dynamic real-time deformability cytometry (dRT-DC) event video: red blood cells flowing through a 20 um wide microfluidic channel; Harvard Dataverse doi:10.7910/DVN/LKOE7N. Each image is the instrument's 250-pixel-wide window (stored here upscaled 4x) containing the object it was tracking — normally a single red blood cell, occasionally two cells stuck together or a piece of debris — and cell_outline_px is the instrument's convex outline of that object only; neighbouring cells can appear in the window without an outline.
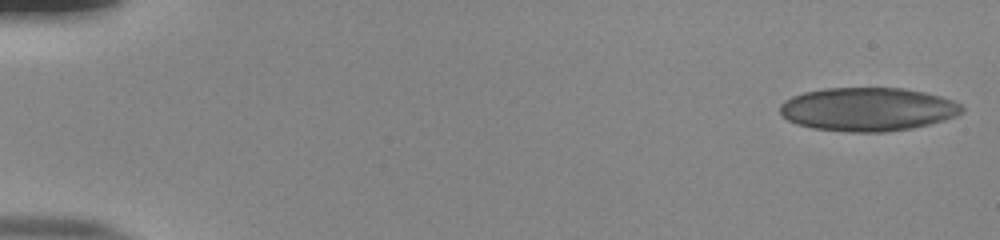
{"species": "human", "species_latin": "Homo sapiens", "temperature_condition": "room temperature", "stored_images_in_passage": 53, "camera_frame_rate_fps": 3000, "um_per_image_px": 0.085, "donor": {"sex": "male"}, "frame": {"image": 1, "passage_image": 1, "time_ms": 0.0, "image_size_px": [1000, 240], "cell_outline_px": [[964, 112], [956, 116], [944, 120], [912, 128], [888, 132], [848, 132], [812, 128], [796, 124], [788, 120], [780, 112], [780, 104], [784, 100], [792, 96], [804, 92], [824, 88], [904, 88], [924, 92], [940, 96], [952, 100], [960, 104], [964, 108]], "centroid_in_image_um": [73.76, 9.29], "position_along_channel_um": 11.2, "area_um2": 46.36}}
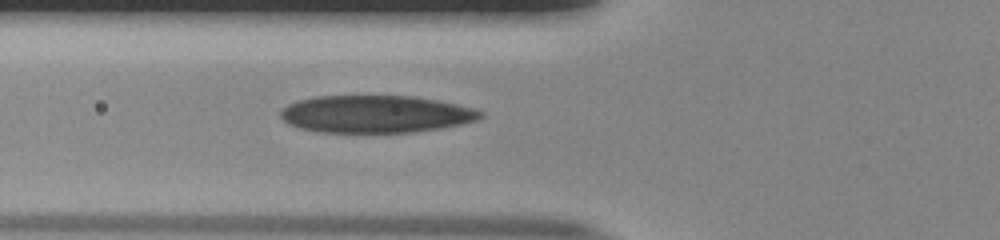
{"frame": {"image": 2, "passage_image": 20, "time_ms": 6.333, "image_size_px": [1000, 240], "cell_outline_px": [[484, 116], [476, 120], [464, 124], [444, 128], [416, 132], [316, 132], [300, 128], [288, 124], [280, 116], [280, 112], [288, 104], [296, 100], [316, 96], [412, 96], [436, 100], [456, 104], [472, 108], [484, 112]], "centroid_in_image_um": [31.94, 9.7], "position_along_channel_um": 93.9, "area_um2": 43.75}}
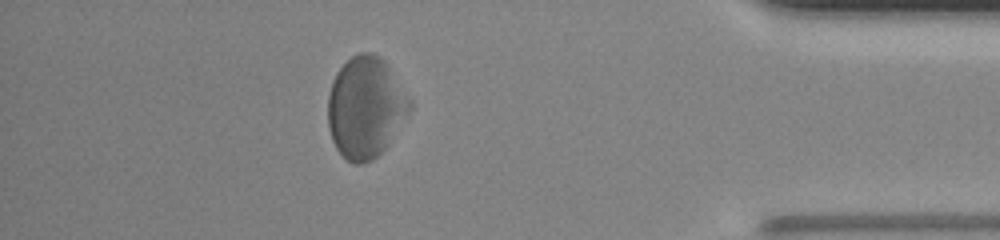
{"frame": {"image": 3, "passage_image": 47, "time_ms": 15.333, "image_size_px": [1000, 240], "cell_outline_px": [[412, 108], [388, 144], [372, 160], [364, 164], [352, 164], [336, 148], [332, 140], [328, 128], [328, 96], [336, 72], [352, 56], [360, 52], [372, 52], [380, 56], [388, 64], [412, 104]], "centroid_in_image_um": [31.06, 9.13], "position_along_channel_um": 404.1, "area_um2": 48.03}, "authors_computed_cell_mechanics": {"area_um2": 45.2574, "velocity_mm_per_s": 3.8316, "shape_relaxation_time_tau1_ms": 4.7193, "shape_relaxation_time_tau2_ms": 2.4158, "deformation_change_tau1": 0.142, "deformation_change_tau2": 0.1258}}